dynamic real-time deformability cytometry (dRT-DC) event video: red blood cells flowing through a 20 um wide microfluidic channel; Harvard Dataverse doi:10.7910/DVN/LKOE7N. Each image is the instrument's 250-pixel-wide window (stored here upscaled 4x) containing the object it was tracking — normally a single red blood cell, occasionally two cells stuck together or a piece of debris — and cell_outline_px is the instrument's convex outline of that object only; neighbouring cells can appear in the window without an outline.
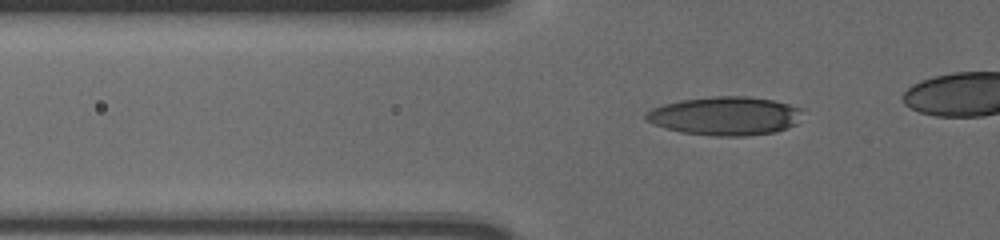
{"species": "human", "species_latin": "Homo sapiens", "temperature_condition": "cold", "stored_images_in_passage": 49, "camera_frame_rate_fps": 3000, "um_per_image_px": 0.085, "donor": {"sex": "male"}, "frame": {"image": 1, "passage_image": 18, "time_ms": 5.667, "image_size_px": [1000, 240], "cell_outline_px": [[800, 108], [796, 124], [788, 128], [776, 132], [744, 136], [716, 136], [680, 132], [664, 128], [652, 124], [644, 120], [644, 112], [652, 108], [664, 104], [680, 100], [712, 96], [748, 96], [772, 100], [788, 104]], "centroid_in_image_um": [61.56, 9.86], "position_along_channel_um": 64.2, "area_um2": 35.32}}
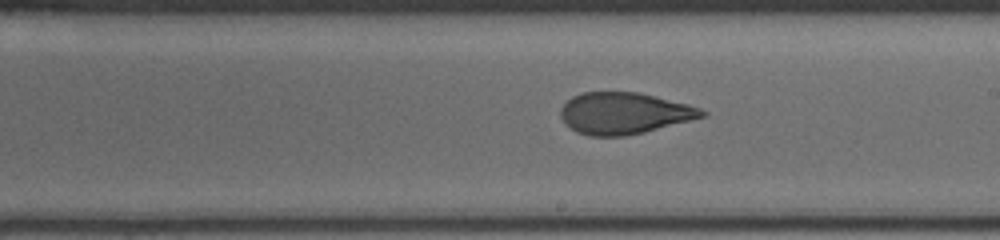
{"frame": {"image": 2, "passage_image": 33, "time_ms": 10.667, "image_size_px": [1000, 240], "cell_outline_px": [[708, 112], [704, 116], [644, 132], [624, 136], [588, 136], [576, 132], [564, 124], [560, 116], [560, 108], [572, 96], [584, 92], [636, 92], [688, 104], [700, 108]], "centroid_in_image_um": [52.99, 9.63], "position_along_channel_um": 236.0, "area_um2": 34.04}}
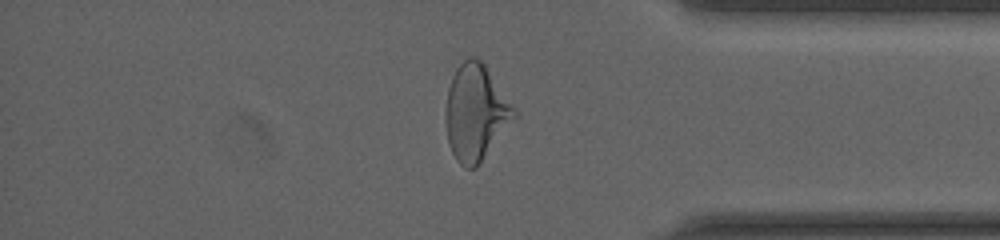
{"frame": {"image": 3, "passage_image": 47, "time_ms": 15.333, "image_size_px": [1000, 240], "cell_outline_px": [[516, 116], [476, 168], [464, 168], [456, 160], [448, 144], [444, 120], [444, 116], [448, 88], [452, 76], [456, 68], [464, 60], [472, 56], [480, 60], [484, 64], [516, 112]], "centroid_in_image_um": [40.37, 9.59], "position_along_channel_um": 394.8, "area_um2": 37.74}}